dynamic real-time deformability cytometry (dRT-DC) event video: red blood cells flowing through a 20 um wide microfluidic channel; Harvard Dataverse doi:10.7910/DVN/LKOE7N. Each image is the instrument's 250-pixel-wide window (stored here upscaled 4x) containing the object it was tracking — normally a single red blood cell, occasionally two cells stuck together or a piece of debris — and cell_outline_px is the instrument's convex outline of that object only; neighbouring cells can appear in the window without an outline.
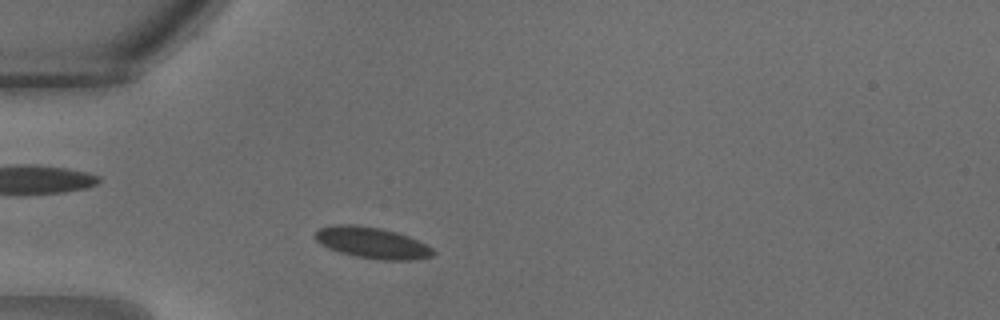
{"species": "common noctule bat (a hibernating species)", "species_latin": "Nyctalus noctula", "temperature_condition": "warm", "stored_images_in_passage": 25, "camera_frame_rate_fps": 3000, "um_per_image_px": 0.085, "animal": {"sex": "male", "body_mass_g": 18.8}, "frame": {"image": 1, "passage_image": 3, "time_ms": 0.667, "image_size_px": [1000, 320], "cell_outline_px": [[436, 252], [432, 256], [416, 260], [384, 260], [356, 256], [340, 252], [328, 248], [320, 244], [316, 240], [316, 232], [320, 228], [332, 224], [352, 224], [380, 228], [396, 232], [408, 236], [432, 248]], "centroid_in_image_um": [31.63, 20.63], "position_along_channel_um": 53.4, "area_um2": 21.33}}
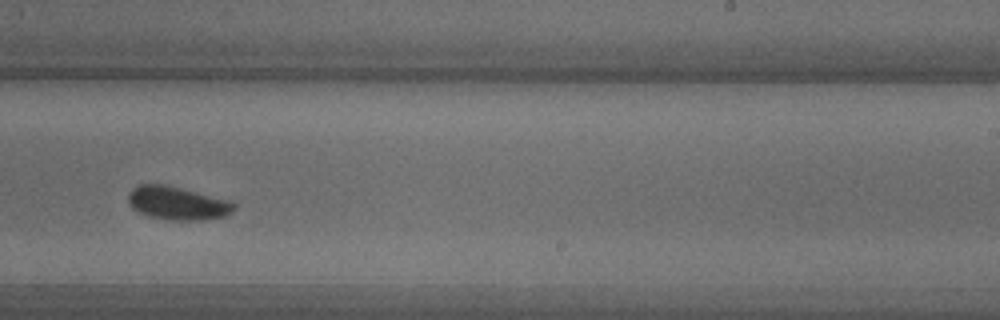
{"frame": {"image": 2, "passage_image": 14, "time_ms": 4.333, "image_size_px": [1000, 320], "cell_outline_px": [[236, 208], [232, 212], [224, 216], [204, 220], [168, 220], [148, 216], [136, 212], [128, 204], [128, 192], [136, 184], [164, 184], [232, 200], [236, 204]], "centroid_in_image_um": [15.06, 17.27], "position_along_channel_um": 273.9, "area_um2": 20.98}}
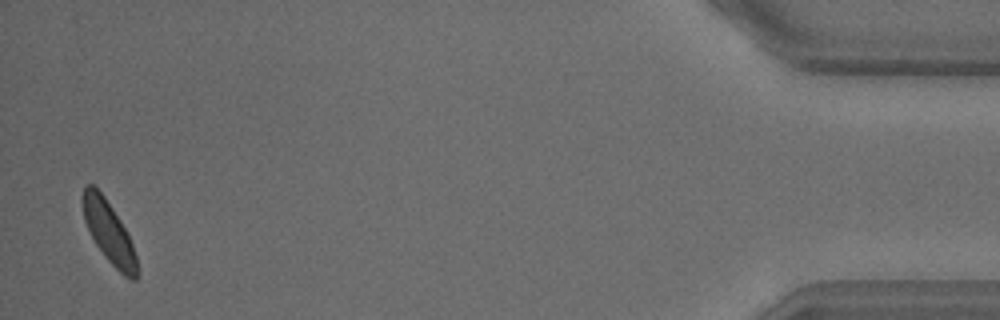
{"frame": {"image": 3, "passage_image": 25, "time_ms": 8.0, "image_size_px": [1000, 320], "cell_outline_px": [[136, 280], [132, 280], [124, 276], [104, 256], [96, 244], [84, 220], [80, 200], [80, 196], [84, 184], [92, 184], [104, 196], [120, 220], [132, 244], [136, 256]], "centroid_in_image_um": [9.19, 19.66], "position_along_channel_um": 426.0, "area_um2": 19.25}}